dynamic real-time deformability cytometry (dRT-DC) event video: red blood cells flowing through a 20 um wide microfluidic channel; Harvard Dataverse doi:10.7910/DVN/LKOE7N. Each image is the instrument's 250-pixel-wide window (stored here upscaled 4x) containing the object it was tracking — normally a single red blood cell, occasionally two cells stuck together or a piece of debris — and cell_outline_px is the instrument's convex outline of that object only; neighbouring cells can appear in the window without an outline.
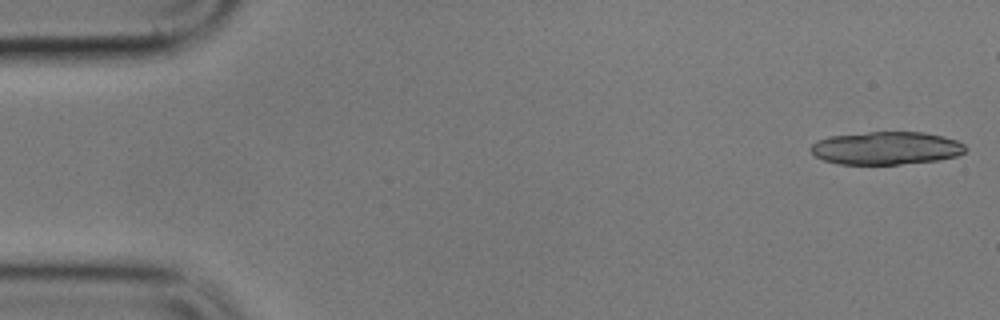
{"species": "common noctule bat (a hibernating species)", "species_latin": "Nyctalus noctula", "temperature_condition": "cold", "stored_images_in_passage": 6, "camera_frame_rate_fps": 3000, "um_per_image_px": 0.085, "animal": {"sex": "male", "body_mass_g": 17.9}, "frame": {"image": 1, "passage_image": 1, "time_ms": 0.0, "image_size_px": [1000, 320], "cell_outline_px": [[968, 148], [964, 152], [956, 156], [940, 160], [900, 164], [840, 164], [824, 160], [816, 156], [808, 148], [816, 140], [828, 136], [868, 132], [924, 132], [944, 136], [956, 140], [964, 144]], "centroid_in_image_um": [75.33, 12.58], "position_along_channel_um": 9.7, "area_um2": 29.88}}
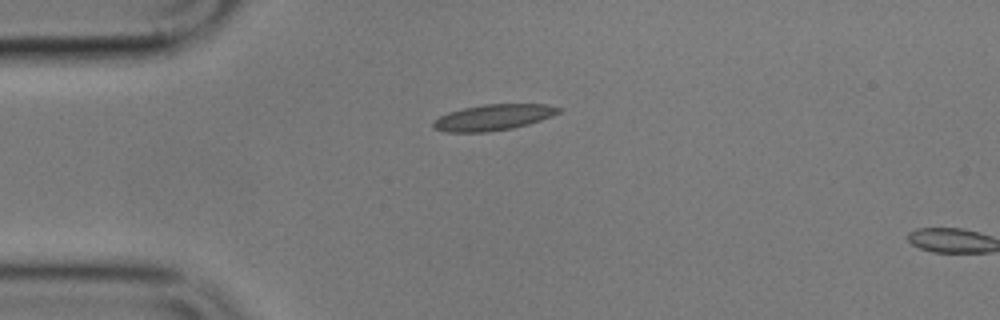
{"frame": {"image": 2, "passage_image": 6, "time_ms": 6.667, "image_size_px": [1000, 320], "cell_outline_px": [[564, 108], [560, 112], [552, 116], [528, 124], [512, 128], [488, 132], [444, 132], [432, 128], [432, 120], [448, 112], [464, 108], [484, 104], [544, 104]], "centroid_in_image_um": [41.9, 9.98], "position_along_channel_um": 43.1, "area_um2": 19.07}}